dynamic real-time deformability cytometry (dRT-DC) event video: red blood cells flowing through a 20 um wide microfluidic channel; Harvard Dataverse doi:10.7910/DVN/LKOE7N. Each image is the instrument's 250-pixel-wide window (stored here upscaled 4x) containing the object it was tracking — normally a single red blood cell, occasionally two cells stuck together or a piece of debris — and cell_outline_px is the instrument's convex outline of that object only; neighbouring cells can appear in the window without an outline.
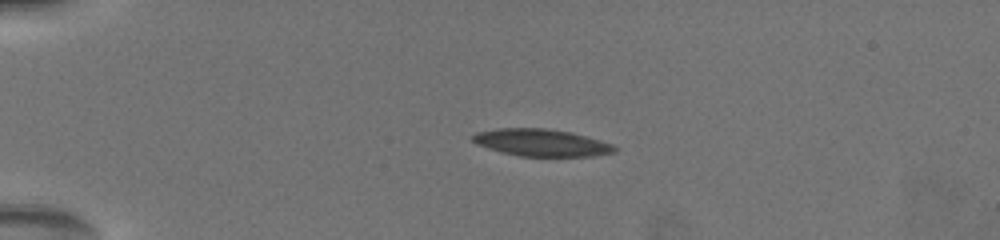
{"species": "common noctule bat (a hibernating species)", "species_latin": "Nyctalus noctula", "temperature_condition": "warm", "stored_images_in_passage": 7, "camera_frame_rate_fps": 3000, "um_per_image_px": 0.085, "animal": {"sex": "female", "body_mass_g": 19.5, "forearm_length_mm": 54.1}, "frame": {"image": 1, "passage_image": 1, "time_ms": 0.0, "image_size_px": [1000, 240], "cell_outline_px": [[616, 152], [592, 156], [520, 156], [504, 152], [480, 144], [472, 140], [472, 136], [476, 132], [500, 128], [544, 128], [568, 132], [584, 136], [612, 144], [616, 148]], "centroid_in_image_um": [46.04, 12.12], "position_along_channel_um": 39.0, "area_um2": 21.85}}
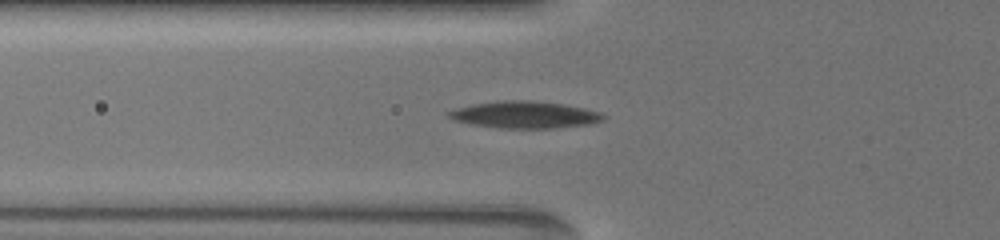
{"frame": {"image": 2, "passage_image": 5, "time_ms": 2.667, "image_size_px": [1000, 240], "cell_outline_px": [[604, 120], [588, 124], [552, 128], [500, 128], [472, 124], [456, 120], [448, 116], [444, 112], [456, 108], [472, 104], [500, 100], [532, 100], [560, 104], [584, 108], [600, 112], [604, 116]], "centroid_in_image_um": [44.56, 9.74], "position_along_channel_um": 81.2, "area_um2": 24.1}}
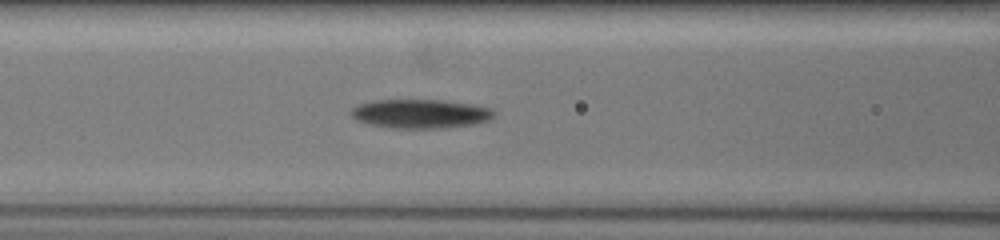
{"frame": {"image": 3, "passage_image": 7, "time_ms": 4.0, "image_size_px": [1000, 240], "cell_outline_px": [[496, 112], [488, 120], [476, 124], [448, 128], [388, 128], [368, 124], [356, 120], [352, 116], [352, 108], [360, 104], [376, 100], [436, 100], [492, 108]], "centroid_in_image_um": [35.72, 9.69], "position_along_channel_um": 130.9, "area_um2": 23.93}}